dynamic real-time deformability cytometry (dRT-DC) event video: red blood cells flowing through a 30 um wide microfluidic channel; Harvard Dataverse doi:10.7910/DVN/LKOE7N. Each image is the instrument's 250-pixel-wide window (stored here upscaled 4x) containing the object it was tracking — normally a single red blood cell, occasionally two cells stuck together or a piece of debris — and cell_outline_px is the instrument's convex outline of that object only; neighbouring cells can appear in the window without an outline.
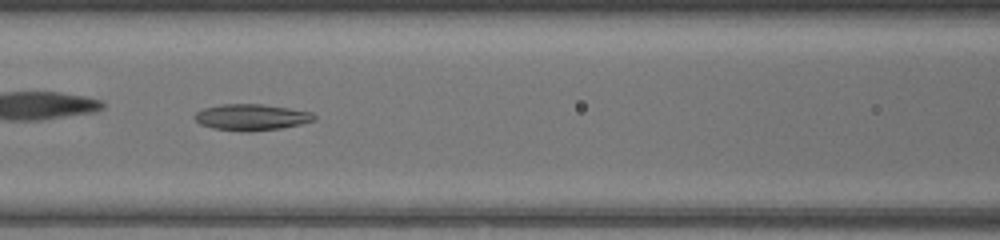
{"species": "common noctule bat (a hibernating species)", "species_latin": "Nyctalus noctula", "temperature_condition": "warm", "stored_images_in_passage": 50, "camera_frame_rate_fps": 3000, "um_per_image_px": 0.085, "animal": {"sex": "female", "body_mass_g": 17.0, "forearm_length_mm": 48.0}, "frame": {"image": 1, "passage_image": 24, "time_ms": 7.667, "image_size_px": [1000, 240], "cell_outline_px": [[316, 120], [300, 124], [280, 128], [248, 132], [244, 132], [212, 128], [200, 124], [192, 116], [196, 112], [204, 108], [220, 104], [264, 104], [312, 112], [316, 116]], "centroid_in_image_um": [21.35, 9.96], "position_along_channel_um": 145.2, "area_um2": 18.38}}
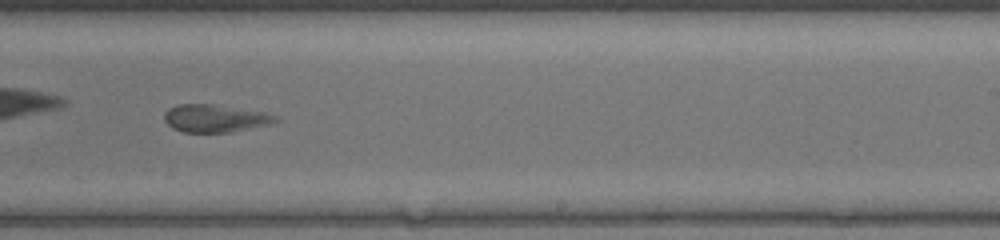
{"frame": {"image": 2, "passage_image": 33, "time_ms": 10.667, "image_size_px": [1000, 240], "cell_outline_px": [[280, 120], [272, 124], [232, 132], [184, 132], [172, 128], [164, 120], [164, 112], [168, 108], [180, 104], [212, 104], [264, 112], [276, 116]], "centroid_in_image_um": [18.28, 10.06], "position_along_channel_um": 270.7, "area_um2": 17.98}}
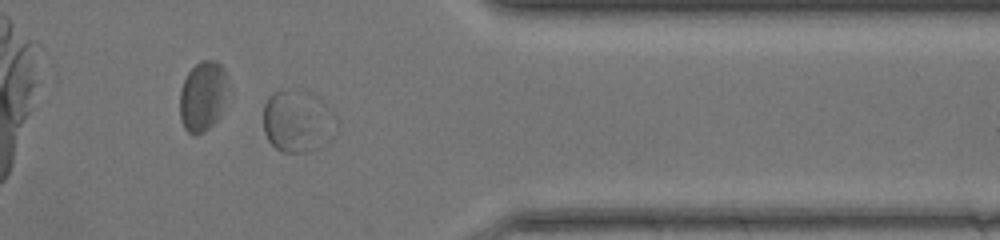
{"frame": {"image": 3, "passage_image": 42, "time_ms": 13.667, "image_size_px": [1000, 240], "cell_outline_px": [[308, 148], [304, 152], [284, 152], [276, 148], [268, 140], [264, 132], [264, 104], [268, 96], [272, 92], [284, 92], [308, 116]], "centroid_in_image_um": [24.27, 10.51], "position_along_channel_um": 387.1, "area_um2": 15.61}, "authors_computed_cell_mechanics": {"area_um2": 20.0566, "velocity_mm_per_s": 4.1999, "shape_relaxation_time_tau1_ms": null, "shape_relaxation_time_tau2_ms": 1.8271, "deformation_change_tau1": null, "deformation_change_tau2": 0.0755}}